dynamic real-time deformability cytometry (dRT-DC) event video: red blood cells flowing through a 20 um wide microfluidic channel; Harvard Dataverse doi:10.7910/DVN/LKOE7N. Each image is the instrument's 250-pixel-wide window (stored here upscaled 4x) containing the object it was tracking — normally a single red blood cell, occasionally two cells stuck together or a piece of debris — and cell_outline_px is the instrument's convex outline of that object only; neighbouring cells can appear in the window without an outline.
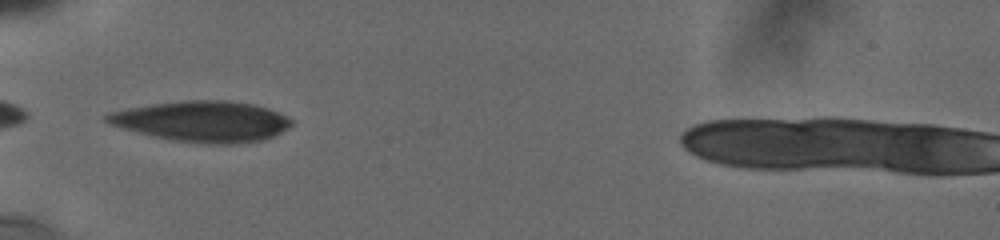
{"species": "human", "species_latin": "Homo sapiens", "temperature_condition": "cold", "stored_images_in_passage": 14, "camera_frame_rate_fps": 3000, "um_per_image_px": 0.085, "donor": {"sex": "male"}, "frame": {"image": 1, "passage_image": 1, "time_ms": 0.0, "image_size_px": [1000, 240], "cell_outline_px": [[292, 124], [288, 128], [264, 140], [236, 144], [208, 144], [172, 140], [108, 124], [104, 120], [104, 116], [108, 112], [128, 108], [152, 104], [188, 100], [224, 100], [252, 104], [268, 108], [288, 116], [292, 120]], "centroid_in_image_um": [17.22, 10.31], "position_along_channel_um": 67.8, "area_um2": 43.64}}
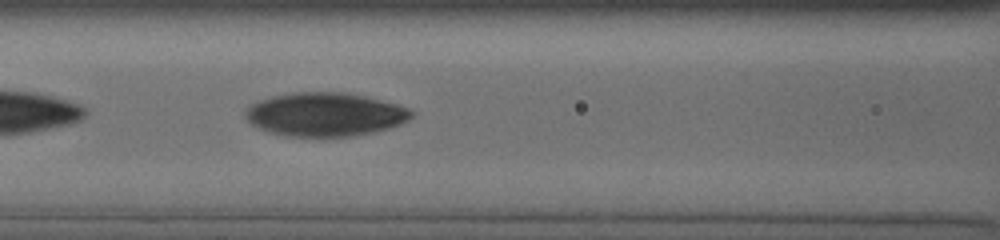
{"frame": {"image": 2, "passage_image": 8, "time_ms": 2.0, "image_size_px": [1000, 240], "cell_outline_px": [[412, 116], [408, 120], [400, 124], [376, 132], [356, 136], [320, 140], [284, 136], [268, 132], [252, 124], [244, 116], [244, 112], [252, 104], [260, 100], [276, 96], [300, 92], [340, 92], [360, 96], [396, 104], [408, 108], [412, 112]], "centroid_in_image_um": [27.61, 9.79], "position_along_channel_um": 139.0, "area_um2": 42.71}}